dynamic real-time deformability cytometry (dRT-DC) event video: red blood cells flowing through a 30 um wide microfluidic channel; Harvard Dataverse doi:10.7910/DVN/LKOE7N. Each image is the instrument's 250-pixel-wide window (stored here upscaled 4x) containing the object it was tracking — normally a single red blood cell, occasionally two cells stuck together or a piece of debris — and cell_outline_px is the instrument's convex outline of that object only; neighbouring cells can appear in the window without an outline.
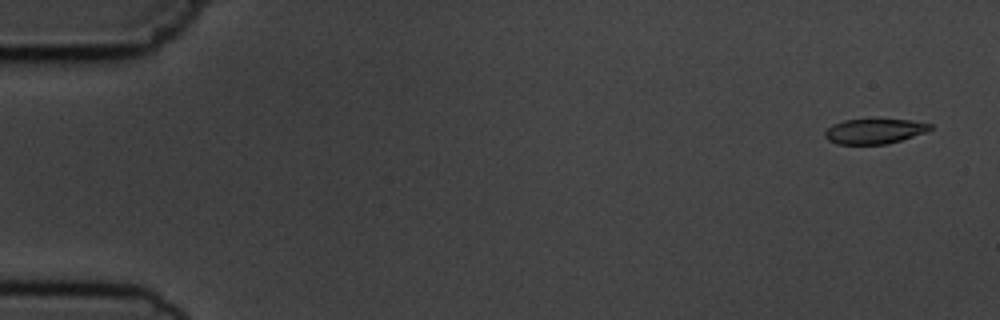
{"species": "common noctule bat (a hibernating species)", "species_latin": "Nyctalus noctula", "temperature_condition": "cold", "stored_images_in_passage": 5, "camera_frame_rate_fps": 3000, "um_per_image_px": 0.085, "animal": {"sex": "male", "body_mass_g": 19.5, "forearm_length_mm": 54.6}, "frame": {"image": 1, "passage_image": 1, "time_ms": 0.0, "image_size_px": [1000, 320], "cell_outline_px": [[932, 128], [924, 132], [900, 140], [884, 144], [836, 144], [828, 140], [824, 136], [824, 132], [832, 124], [844, 120], [908, 120], [932, 124]], "centroid_in_image_um": [74.26, 11.16], "position_along_channel_um": 10.7, "area_um2": 15.03}}
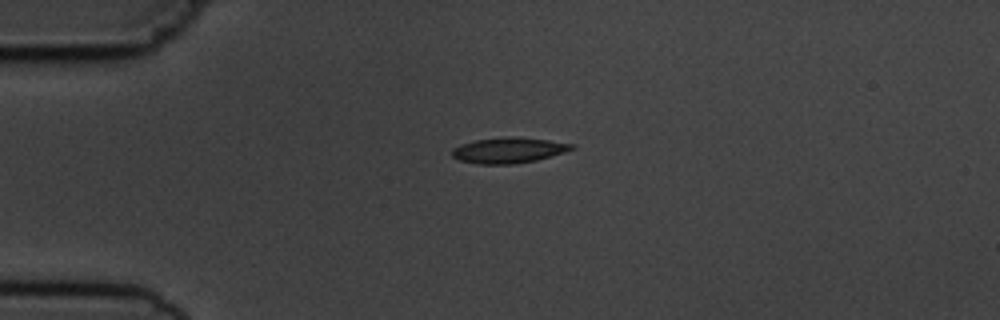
{"frame": {"image": 2, "passage_image": 4, "time_ms": 3.667, "image_size_px": [1000, 320], "cell_outline_px": [[576, 148], [564, 152], [536, 160], [512, 164], [480, 164], [460, 160], [452, 156], [452, 148], [460, 144], [476, 140], [508, 136], [512, 136], [548, 140], [576, 144]], "centroid_in_image_um": [43.24, 12.76], "position_along_channel_um": 41.8, "area_um2": 17.8}}